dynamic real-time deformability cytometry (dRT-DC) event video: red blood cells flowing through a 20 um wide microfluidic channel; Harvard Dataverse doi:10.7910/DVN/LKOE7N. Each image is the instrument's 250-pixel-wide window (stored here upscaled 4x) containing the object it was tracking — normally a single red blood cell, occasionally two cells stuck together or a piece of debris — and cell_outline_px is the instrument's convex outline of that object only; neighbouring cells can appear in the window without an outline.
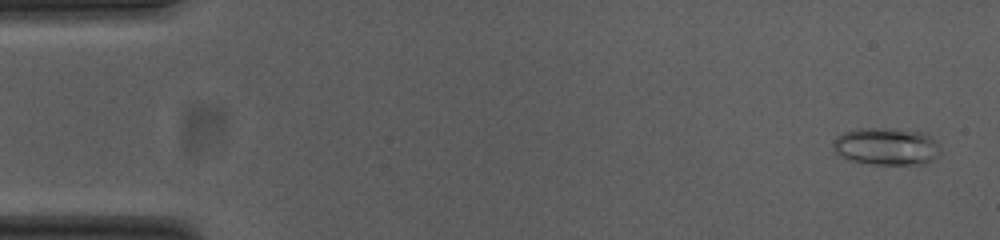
{"species": "common noctule bat (a hibernating species)", "species_latin": "Nyctalus noctula", "temperature_condition": "cold", "stored_images_in_passage": 54, "camera_frame_rate_fps": 3000, "um_per_image_px": 0.085, "animal": {"sex": "female", "body_mass_g": 23.0, "forearm_length_mm": 53.4}, "frame": {"image": 1, "passage_image": 2, "time_ms": 0.333, "image_size_px": [1000, 240], "cell_outline_px": [[940, 152], [932, 160], [924, 164], [872, 164], [848, 160], [836, 152], [832, 144], [836, 136], [844, 132], [856, 128], [876, 128], [928, 132], [940, 144]], "centroid_in_image_um": [75.37, 12.44], "position_along_channel_um": 9.6, "area_um2": 23.52}}
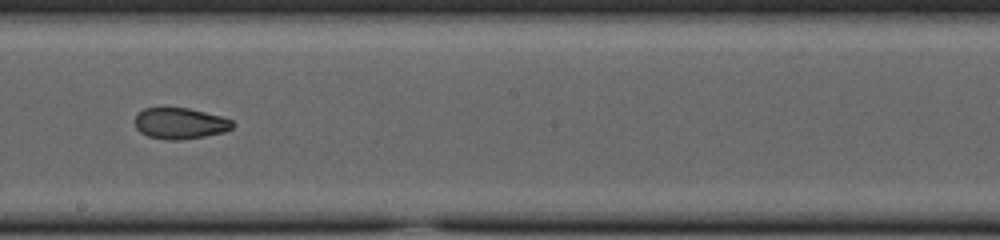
{"frame": {"image": 2, "passage_image": 30, "time_ms": 9.667, "image_size_px": [1000, 240], "cell_outline_px": [[236, 124], [232, 128], [224, 132], [204, 136], [180, 140], [168, 140], [148, 136], [140, 132], [136, 128], [136, 116], [144, 108], [188, 108], [220, 116], [232, 120]], "centroid_in_image_um": [15.33, 10.49], "position_along_channel_um": 232.9, "area_um2": 17.57}}
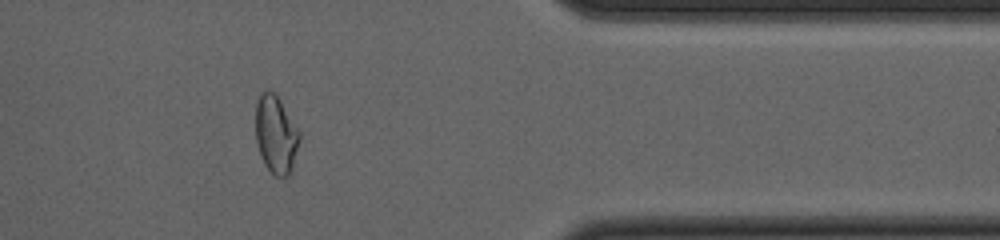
{"frame": {"image": 3, "passage_image": 44, "time_ms": 14.333, "image_size_px": [1000, 240], "cell_outline_px": [[300, 140], [292, 168], [288, 176], [276, 176], [264, 164], [260, 156], [256, 140], [256, 104], [260, 92], [268, 88], [276, 92], [296, 128], [300, 136]], "centroid_in_image_um": [23.42, 11.39], "position_along_channel_um": 388.0, "area_um2": 19.83}, "authors_computed_cell_mechanics": {"area_um2": 19.3919, "velocity_mm_per_s": 3.7655, "shape_relaxation_time_tau1_ms": null, "shape_relaxation_time_tau2_ms": 2.5587, "deformation_change_tau1": null, "deformation_change_tau2": 0.0747}}